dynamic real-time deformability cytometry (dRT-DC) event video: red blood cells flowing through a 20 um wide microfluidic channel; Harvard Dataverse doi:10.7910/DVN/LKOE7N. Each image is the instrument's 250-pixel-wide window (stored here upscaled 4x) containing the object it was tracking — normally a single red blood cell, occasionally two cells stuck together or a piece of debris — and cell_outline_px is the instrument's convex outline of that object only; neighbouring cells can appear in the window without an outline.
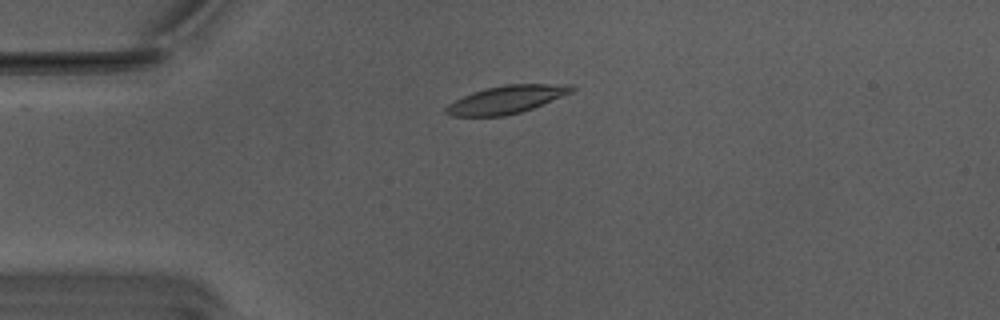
{"species": "Egyptian fruit bat (a non-hibernating species)", "species_latin": "Rousettus aegyptiacus", "temperature_condition": "warm", "stored_images_in_passage": 42, "camera_frame_rate_fps": 3000, "um_per_image_px": 0.085, "animal": {"sex": "male"}, "frame": {"image": 1, "passage_image": 1, "time_ms": 0.0, "image_size_px": [1000, 320], "cell_outline_px": [[576, 88], [572, 92], [532, 108], [520, 112], [504, 116], [452, 116], [444, 112], [444, 108], [448, 104], [472, 92], [504, 84], [572, 84]], "centroid_in_image_um": [43.05, 8.45], "position_along_channel_um": 42.0, "area_um2": 20.23}}
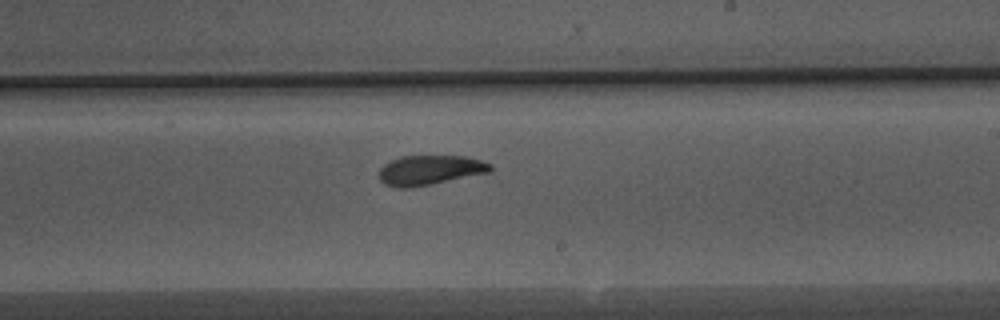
{"frame": {"image": 2, "passage_image": 20, "time_ms": 6.333, "image_size_px": [1000, 320], "cell_outline_px": [[492, 172], [408, 188], [396, 188], [384, 184], [380, 180], [380, 168], [384, 164], [400, 156], [464, 156], [480, 160], [492, 164]], "centroid_in_image_um": [36.54, 14.46], "position_along_channel_um": 252.5, "area_um2": 19.19}}
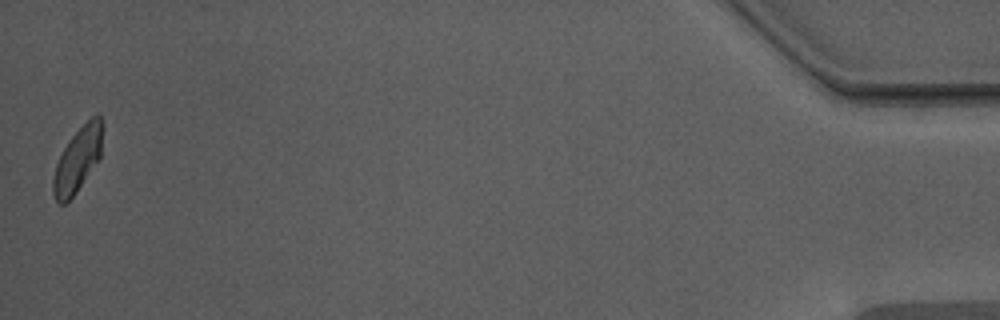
{"frame": {"image": 3, "passage_image": 42, "time_ms": 13.667, "image_size_px": [1000, 320], "cell_outline_px": [[100, 160], [76, 192], [64, 204], [60, 204], [56, 200], [52, 192], [52, 180], [56, 164], [64, 148], [72, 136], [96, 112], [100, 116]], "centroid_in_image_um": [6.57, 13.62], "position_along_channel_um": 428.6, "area_um2": 18.09}, "authors_computed_cell_mechanics": {"area_um2": 19.5942, "velocity_mm_per_s": 3.7373, "shape_relaxation_time_tau1_ms": 3.5403, "shape_relaxation_time_tau2_ms": 2.5431, "deformation_change_tau1": 0.1374, "deformation_change_tau2": 0.0775}}